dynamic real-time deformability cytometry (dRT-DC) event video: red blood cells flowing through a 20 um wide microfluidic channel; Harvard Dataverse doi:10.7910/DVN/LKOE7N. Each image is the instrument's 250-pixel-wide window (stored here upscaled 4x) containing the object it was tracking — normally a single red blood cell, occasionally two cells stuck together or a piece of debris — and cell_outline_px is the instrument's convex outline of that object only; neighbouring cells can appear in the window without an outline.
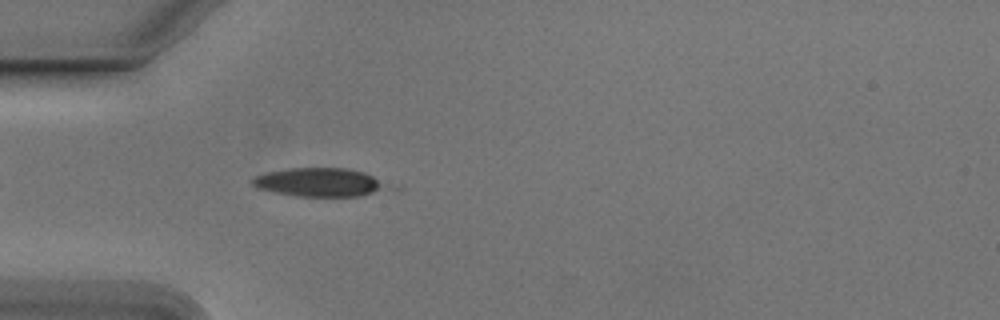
{"species": "Egyptian fruit bat (a non-hibernating species)", "species_latin": "Rousettus aegyptiacus", "temperature_condition": "cold", "stored_images_in_passage": 7, "camera_frame_rate_fps": 3000, "um_per_image_px": 0.085, "animal": {"sex": "male"}, "frame": {"image": 1, "passage_image": 5, "time_ms": 1.333, "image_size_px": [1000, 320], "cell_outline_px": [[380, 188], [372, 192], [360, 196], [296, 196], [256, 188], [248, 180], [264, 172], [288, 168], [348, 168], [364, 172], [372, 176], [380, 184]], "centroid_in_image_um": [26.93, 15.47], "position_along_channel_um": 58.1, "area_um2": 21.79}}